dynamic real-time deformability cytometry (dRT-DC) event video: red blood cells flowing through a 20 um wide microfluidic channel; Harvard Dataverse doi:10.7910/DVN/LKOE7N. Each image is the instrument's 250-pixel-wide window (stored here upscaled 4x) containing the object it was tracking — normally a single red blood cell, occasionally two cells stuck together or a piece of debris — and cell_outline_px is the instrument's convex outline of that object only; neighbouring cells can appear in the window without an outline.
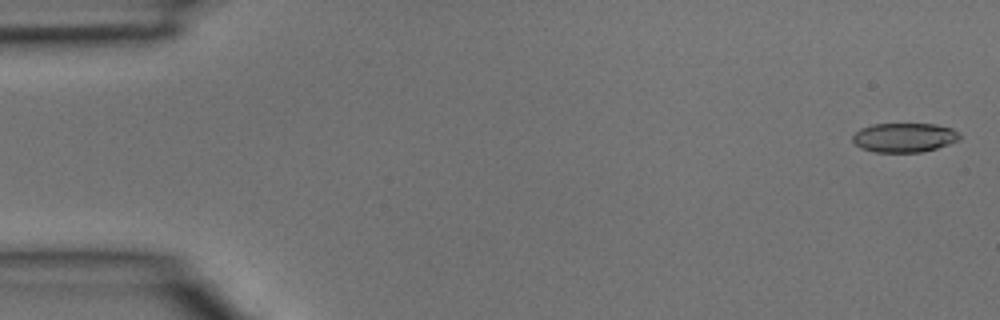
{"species": "common noctule bat (a hibernating species)", "species_latin": "Nyctalus noctula", "temperature_condition": "room temperature", "stored_images_in_passage": 4, "camera_frame_rate_fps": 3000, "um_per_image_px": 0.085, "animal": {"sex": "male", "body_mass_g": 15.6}, "frame": {"image": 1, "passage_image": 1, "time_ms": 0.0, "image_size_px": [1000, 320], "cell_outline_px": [[960, 140], [936, 148], [920, 152], [876, 152], [860, 148], [852, 140], [852, 136], [860, 128], [872, 124], [936, 124], [952, 128], [960, 132]], "centroid_in_image_um": [76.87, 11.68], "position_along_channel_um": 8.1, "area_um2": 18.32}}
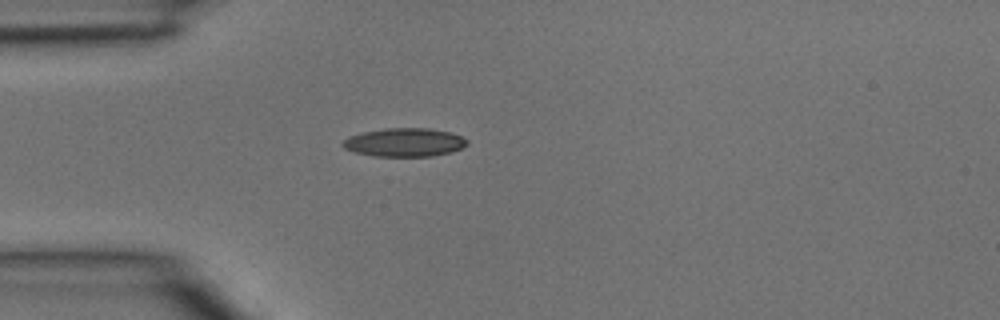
{"frame": {"image": 2, "passage_image": 4, "time_ms": 1.0, "image_size_px": [1000, 320], "cell_outline_px": [[468, 144], [452, 152], [432, 156], [376, 156], [356, 152], [344, 148], [340, 144], [348, 136], [364, 132], [384, 128], [428, 128], [452, 132], [468, 140]], "centroid_in_image_um": [34.39, 12.09], "position_along_channel_um": 50.6, "area_um2": 20.63}}